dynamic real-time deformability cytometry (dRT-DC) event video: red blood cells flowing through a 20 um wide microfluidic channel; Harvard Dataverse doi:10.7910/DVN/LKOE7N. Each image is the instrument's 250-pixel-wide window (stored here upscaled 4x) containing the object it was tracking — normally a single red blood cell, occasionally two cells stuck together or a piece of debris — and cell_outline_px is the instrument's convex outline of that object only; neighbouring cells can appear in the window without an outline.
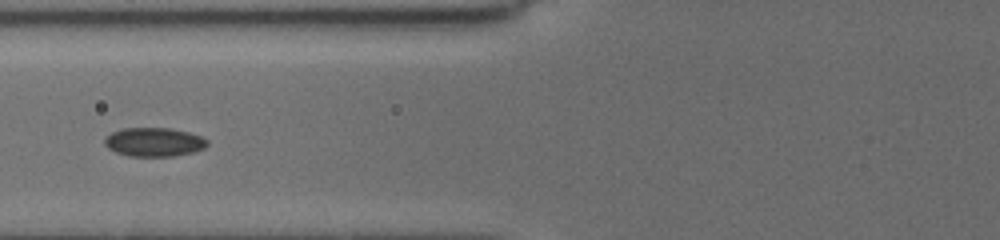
{"species": "common noctule bat (a hibernating species)", "species_latin": "Nyctalus noctula", "temperature_condition": "cold", "stored_images_in_passage": 4, "camera_frame_rate_fps": 3000, "um_per_image_px": 0.085, "animal": {"sex": "female", "body_mass_g": 19.5, "forearm_length_mm": 54.1}, "frame": {"image": 1, "passage_image": 3, "time_ms": 1.333, "image_size_px": [1000, 240], "cell_outline_px": [[208, 144], [204, 148], [192, 152], [172, 156], [128, 156], [116, 152], [108, 148], [104, 144], [104, 140], [112, 132], [124, 128], [172, 128], [188, 132], [200, 136], [208, 140]], "centroid_in_image_um": [13.09, 12.07], "position_along_channel_um": 112.7, "area_um2": 17.17}}